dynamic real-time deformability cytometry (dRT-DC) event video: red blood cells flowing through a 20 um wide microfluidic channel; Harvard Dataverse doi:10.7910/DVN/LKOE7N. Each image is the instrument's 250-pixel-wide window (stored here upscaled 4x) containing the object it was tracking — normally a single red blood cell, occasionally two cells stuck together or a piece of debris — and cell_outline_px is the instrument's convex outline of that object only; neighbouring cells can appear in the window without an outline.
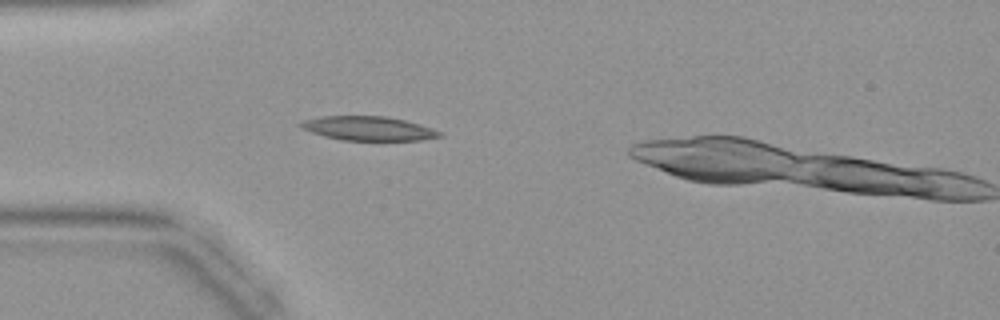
{"species": "common noctule bat (a hibernating species)", "species_latin": "Nyctalus noctula", "temperature_condition": "warm", "stored_images_in_passage": 6, "camera_frame_rate_fps": 3000, "um_per_image_px": 0.085, "animal": {"sex": "female", "body_mass_g": 19.9}, "frame": {"image": 1, "passage_image": 5, "time_ms": 1.333, "image_size_px": [1000, 320], "cell_outline_px": [[444, 136], [420, 140], [340, 140], [324, 136], [300, 128], [296, 124], [304, 120], [324, 116], [384, 116], [404, 120], [420, 124], [444, 132]], "centroid_in_image_um": [31.32, 10.92], "position_along_channel_um": 53.7, "area_um2": 19.59}}